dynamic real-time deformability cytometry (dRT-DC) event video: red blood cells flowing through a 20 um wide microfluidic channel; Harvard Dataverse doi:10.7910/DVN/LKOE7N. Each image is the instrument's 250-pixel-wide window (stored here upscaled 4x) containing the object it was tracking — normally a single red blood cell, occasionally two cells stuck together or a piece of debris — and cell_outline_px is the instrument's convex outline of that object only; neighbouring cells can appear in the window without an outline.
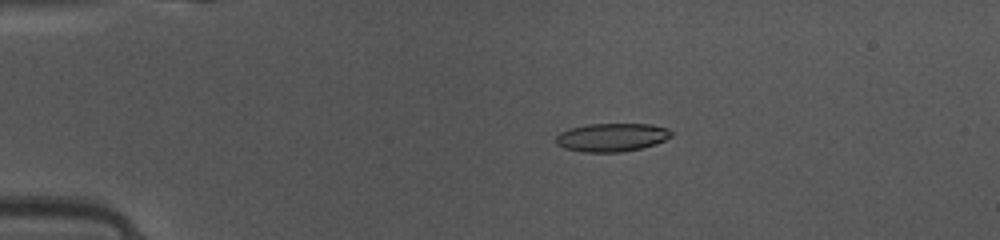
{"species": "common noctule bat (a hibernating species)", "species_latin": "Nyctalus noctula", "temperature_condition": "warm", "stored_images_in_passage": 48, "camera_frame_rate_fps": 3000, "um_per_image_px": 0.085, "animal": {"sex": "female", "body_mass_g": 10.0, "forearm_length_mm": 53.1}, "frame": {"image": 1, "passage_image": 10, "time_ms": 3.0, "image_size_px": [1000, 240], "cell_outline_px": [[672, 136], [656, 144], [640, 148], [620, 152], [584, 152], [564, 148], [556, 144], [556, 136], [560, 132], [568, 128], [588, 124], [652, 124], [668, 128], [672, 132]], "centroid_in_image_um": [51.99, 11.67], "position_along_channel_um": 33.0, "area_um2": 19.13}}
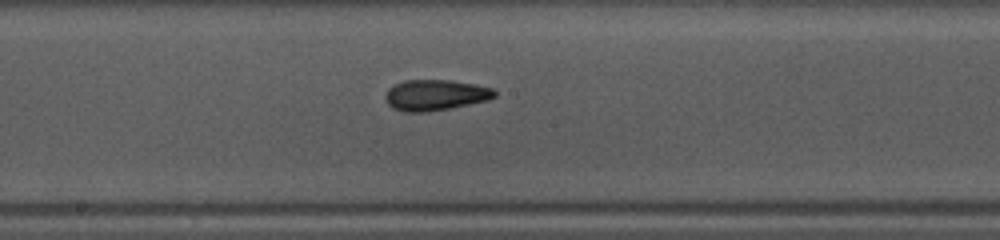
{"frame": {"image": 2, "passage_image": 26, "time_ms": 8.333, "image_size_px": [1000, 240], "cell_outline_px": [[496, 96], [488, 100], [452, 108], [428, 112], [404, 112], [392, 108], [384, 100], [384, 96], [388, 88], [404, 80], [452, 80], [476, 84], [492, 88], [496, 92]], "centroid_in_image_um": [36.99, 8.08], "position_along_channel_um": 211.2, "area_um2": 19.88}}
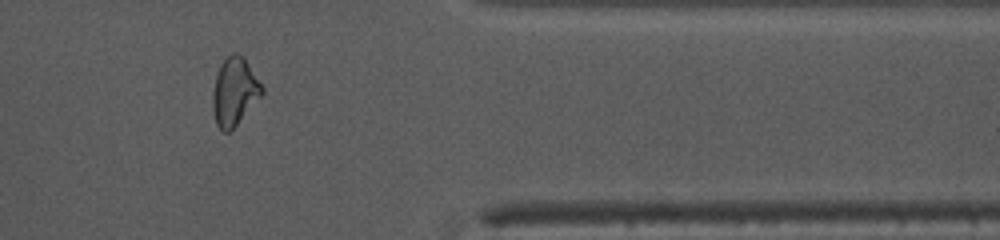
{"frame": {"image": 3, "passage_image": 40, "time_ms": 13.0, "image_size_px": [1000, 240], "cell_outline_px": [[264, 92], [236, 124], [228, 132], [224, 132], [216, 124], [212, 108], [212, 96], [216, 76], [220, 64], [232, 52], [236, 52], [244, 56], [264, 88]], "centroid_in_image_um": [19.92, 7.74], "position_along_channel_um": 391.5, "area_um2": 19.25}, "authors_computed_cell_mechanics": {"area_um2": 19.1318, "velocity_mm_per_s": 4.1625, "shape_relaxation_time_tau1_ms": null, "shape_relaxation_time_tau2_ms": 1.7283, "deformation_change_tau1": null, "deformation_change_tau2": 0.0888}}